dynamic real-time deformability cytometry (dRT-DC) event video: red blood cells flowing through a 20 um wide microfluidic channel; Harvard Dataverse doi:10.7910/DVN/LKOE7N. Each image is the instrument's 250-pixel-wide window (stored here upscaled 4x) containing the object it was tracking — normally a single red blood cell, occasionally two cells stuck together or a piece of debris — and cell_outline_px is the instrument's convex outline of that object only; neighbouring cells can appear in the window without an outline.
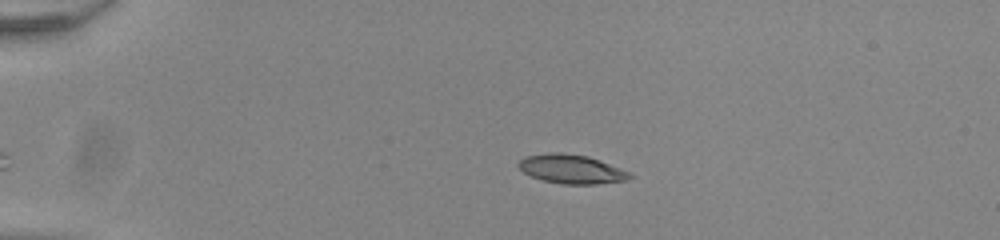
{"species": "common noctule bat (a hibernating species)", "species_latin": "Nyctalus noctula", "temperature_condition": "room temperature", "stored_images_in_passage": 44, "camera_frame_rate_fps": 3000, "um_per_image_px": 0.085, "animal": {"sex": "male", "body_mass_g": 20.0, "forearm_length_mm": 53.3}, "frame": {"image": 1, "passage_image": 3, "time_ms": 0.667, "image_size_px": [1000, 240], "cell_outline_px": [[632, 176], [628, 180], [596, 184], [564, 184], [544, 180], [532, 176], [524, 172], [516, 164], [524, 156], [548, 152], [560, 152], [588, 156], [628, 172]], "centroid_in_image_um": [48.52, 14.36], "position_along_channel_um": 36.5, "area_um2": 18.55}}
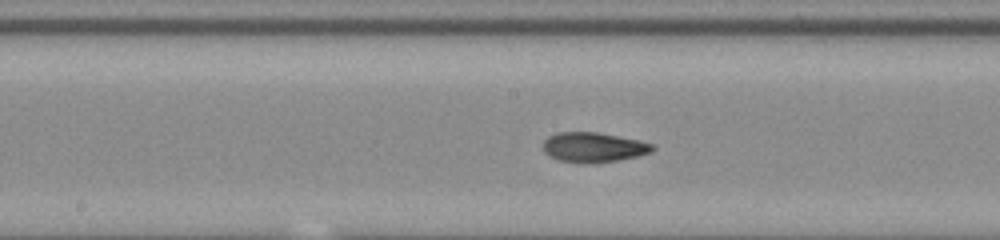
{"frame": {"image": 2, "passage_image": 20, "time_ms": 6.333, "image_size_px": [1000, 240], "cell_outline_px": [[656, 148], [652, 152], [636, 156], [616, 160], [584, 164], [560, 160], [548, 156], [544, 152], [544, 140], [548, 136], [556, 132], [596, 132], [636, 140], [652, 144]], "centroid_in_image_um": [50.4, 12.52], "position_along_channel_um": 197.8, "area_um2": 18.84}}
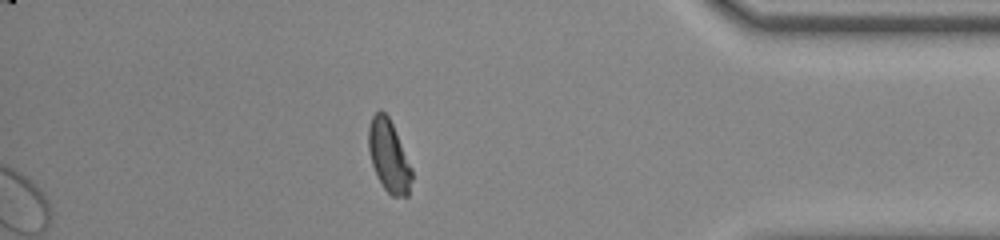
{"frame": {"image": 3, "passage_image": 38, "time_ms": 12.333, "image_size_px": [1000, 240], "cell_outline_px": [[412, 180], [408, 196], [392, 196], [384, 188], [376, 176], [372, 164], [368, 148], [368, 128], [372, 116], [380, 108], [388, 116], [396, 132], [412, 168]], "centroid_in_image_um": [33.04, 13.26], "position_along_channel_um": 402.2, "area_um2": 18.15}, "authors_computed_cell_mechanics": {"area_um2": 18.5538, "velocity_mm_per_s": 3.8949, "shape_relaxation_time_tau1_ms": null, "shape_relaxation_time_tau2_ms": 1.7649, "deformation_change_tau1": null, "deformation_change_tau2": 0.081}}